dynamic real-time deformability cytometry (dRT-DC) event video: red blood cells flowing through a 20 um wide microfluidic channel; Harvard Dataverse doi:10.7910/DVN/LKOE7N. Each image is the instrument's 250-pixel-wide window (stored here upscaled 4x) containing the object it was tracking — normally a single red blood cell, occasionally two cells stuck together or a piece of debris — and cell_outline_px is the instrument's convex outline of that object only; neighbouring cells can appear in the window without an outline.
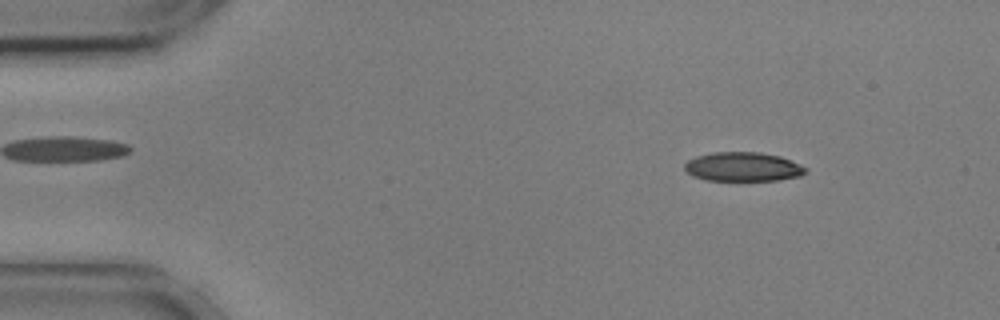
{"species": "common noctule bat (a hibernating species)", "species_latin": "Nyctalus noctula", "temperature_condition": "cold", "stored_images_in_passage": 50, "camera_frame_rate_fps": 3000, "um_per_image_px": 0.085, "animal": {"sex": "male", "body_mass_g": 17.9, "forearm_length_mm": 54.2}, "frame": {"image": 1, "passage_image": 2, "time_ms": 0.333, "image_size_px": [1000, 320], "cell_outline_px": [[808, 172], [800, 176], [780, 180], [704, 180], [692, 176], [684, 168], [684, 164], [688, 160], [696, 156], [712, 152], [760, 152], [780, 156], [800, 164], [808, 168]], "centroid_in_image_um": [63.17, 14.17], "position_along_channel_um": 21.8, "area_um2": 20.69}}
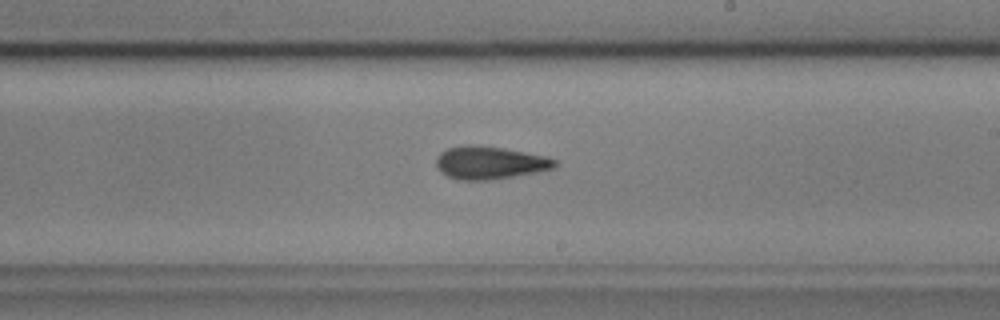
{"frame": {"image": 2, "passage_image": 27, "time_ms": 8.667, "image_size_px": [1000, 320], "cell_outline_px": [[556, 168], [536, 172], [488, 180], [460, 180], [448, 176], [440, 172], [436, 164], [436, 156], [440, 152], [448, 148], [468, 144], [472, 144], [504, 148], [544, 156], [556, 160]], "centroid_in_image_um": [41.59, 13.82], "position_along_channel_um": 247.4, "area_um2": 22.6}}
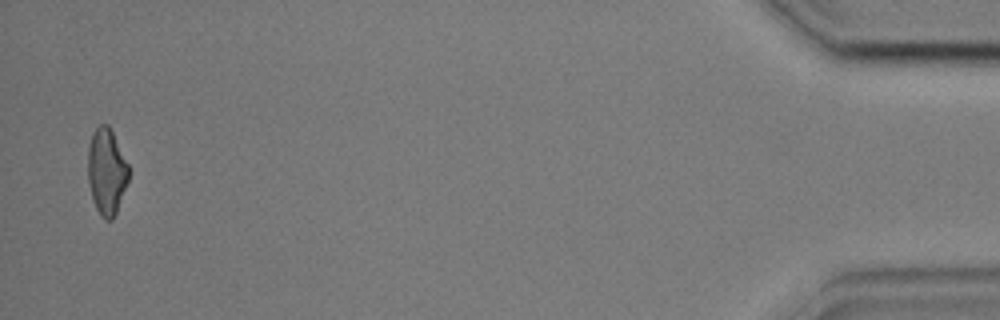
{"frame": {"image": 3, "passage_image": 49, "time_ms": 16.0, "image_size_px": [1000, 320], "cell_outline_px": [[128, 180], [116, 212], [112, 220], [104, 220], [100, 216], [92, 200], [88, 184], [88, 148], [92, 132], [100, 124], [108, 124], [128, 164]], "centroid_in_image_um": [9.03, 14.59], "position_along_channel_um": 426.2, "area_um2": 20.4}, "authors_computed_cell_mechanics": {"area_um2": 21.7328, "velocity_mm_per_s": 3.6122, "shape_relaxation_time_tau1_ms": 4.5827, "shape_relaxation_time_tau2_ms": 4.5824, "deformation_change_tau1": 0.1634, "deformation_change_tau2": 0.1349}}